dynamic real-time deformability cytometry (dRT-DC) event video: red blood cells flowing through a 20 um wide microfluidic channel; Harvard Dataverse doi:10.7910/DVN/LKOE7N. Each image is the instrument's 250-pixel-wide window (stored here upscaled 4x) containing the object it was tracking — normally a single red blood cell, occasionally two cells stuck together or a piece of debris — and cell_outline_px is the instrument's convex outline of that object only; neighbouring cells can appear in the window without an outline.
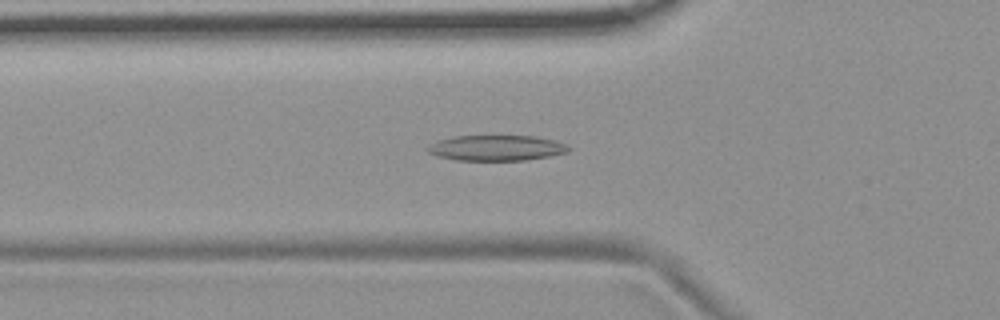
{"species": "common noctule bat (a hibernating species)", "species_latin": "Nyctalus noctula", "temperature_condition": "room temperature", "stored_images_in_passage": 52, "camera_frame_rate_fps": 3000, "um_per_image_px": 0.085, "animal": {"sex": "female", "body_mass_g": 19.9}, "frame": {"image": 1, "passage_image": 16, "time_ms": 5.0, "image_size_px": [1000, 320], "cell_outline_px": [[572, 148], [568, 152], [548, 156], [524, 160], [456, 160], [436, 156], [428, 152], [424, 148], [428, 144], [436, 140], [452, 136], [536, 136], [556, 140]], "centroid_in_image_um": [42.13, 12.56], "position_along_channel_um": 83.7, "area_um2": 21.15}}
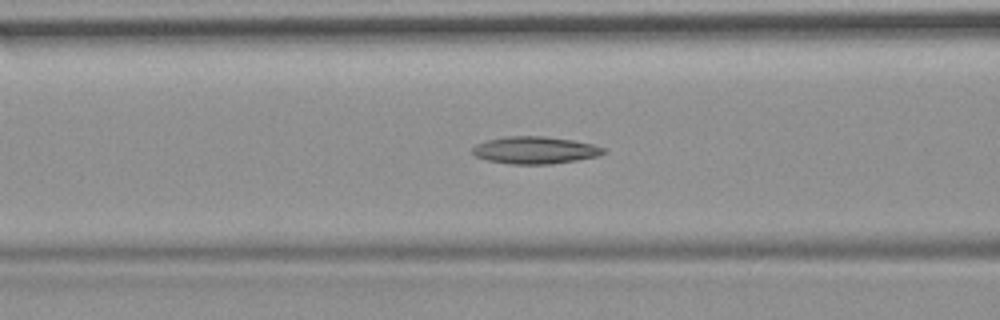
{"frame": {"image": 2, "passage_image": 19, "time_ms": 6.0, "image_size_px": [1000, 320], "cell_outline_px": [[608, 152], [600, 156], [552, 164], [512, 164], [488, 160], [476, 156], [472, 152], [472, 148], [476, 144], [488, 140], [508, 136], [544, 136], [572, 140], [592, 144], [604, 148]], "centroid_in_image_um": [45.51, 12.76], "position_along_channel_um": 121.1, "area_um2": 20.75}}
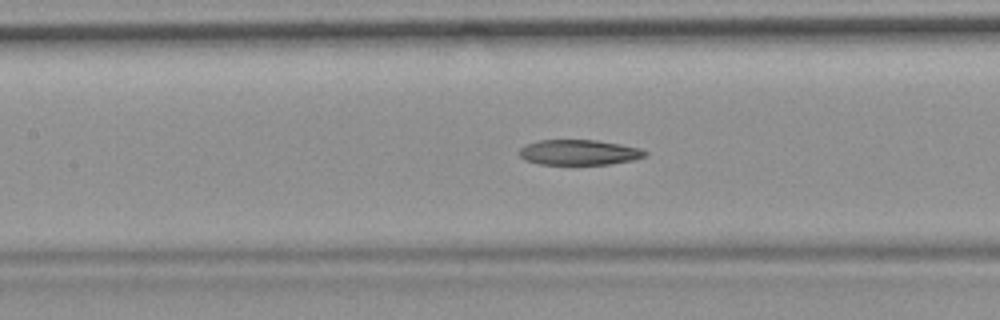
{"frame": {"image": 3, "passage_image": 22, "time_ms": 7.0, "image_size_px": [1000, 320], "cell_outline_px": [[648, 156], [632, 160], [608, 164], [540, 164], [524, 160], [516, 152], [524, 144], [540, 140], [596, 140], [620, 144], [640, 148], [648, 152]], "centroid_in_image_um": [49.19, 12.95], "position_along_channel_um": 158.2, "area_um2": 18.67}, "authors_computed_cell_mechanics": {"area_um2": 20.2589, "velocity_mm_per_s": 3.7047, "shape_relaxation_time_tau1_ms": null, "shape_relaxation_time_tau2_ms": 8.3744, "deformation_change_tau1": null, "deformation_change_tau2": 0.1957}}